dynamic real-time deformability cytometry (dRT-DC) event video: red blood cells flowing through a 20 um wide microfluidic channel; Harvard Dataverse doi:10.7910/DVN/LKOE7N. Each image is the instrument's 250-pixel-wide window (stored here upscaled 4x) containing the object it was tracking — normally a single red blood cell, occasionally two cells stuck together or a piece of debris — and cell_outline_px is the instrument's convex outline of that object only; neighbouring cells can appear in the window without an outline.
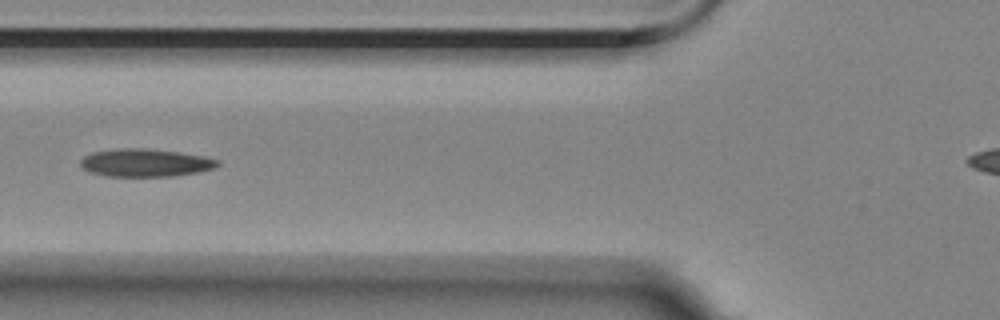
{"species": "Egyptian fruit bat (a non-hibernating species)", "species_latin": "Rousettus aegyptiacus", "temperature_condition": "room temperature", "stored_images_in_passage": 6, "camera_frame_rate_fps": 3000, "um_per_image_px": 0.085, "animal": {"sex": "female"}, "frame": {"image": 1, "passage_image": 6, "time_ms": 6.0, "image_size_px": [1000, 320], "cell_outline_px": [[220, 164], [216, 168], [196, 172], [172, 176], [108, 176], [88, 172], [80, 164], [80, 160], [84, 156], [92, 152], [116, 148], [148, 148], [180, 152], [204, 156], [220, 160]], "centroid_in_image_um": [12.36, 13.82], "position_along_channel_um": 113.4, "area_um2": 22.43}}